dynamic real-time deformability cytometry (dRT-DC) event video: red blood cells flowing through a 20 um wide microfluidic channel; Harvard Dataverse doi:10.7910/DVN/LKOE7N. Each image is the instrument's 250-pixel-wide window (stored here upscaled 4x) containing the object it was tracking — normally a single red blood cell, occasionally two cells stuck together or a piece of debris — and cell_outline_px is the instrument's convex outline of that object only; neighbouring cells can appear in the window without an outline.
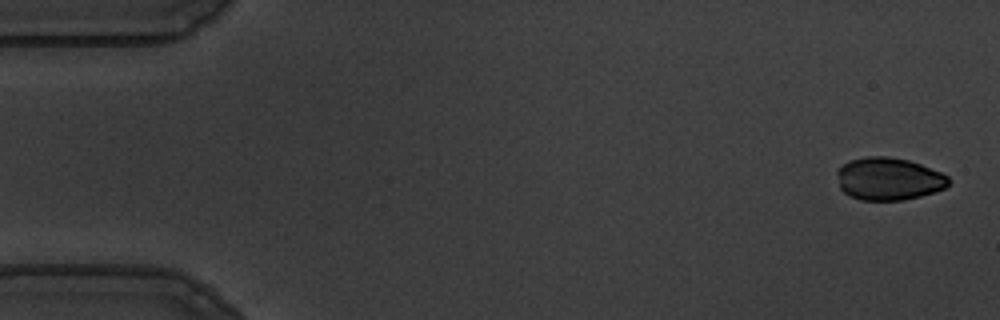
{"species": "common noctule bat (a hibernating species)", "species_latin": "Nyctalus noctula", "temperature_condition": "warm", "stored_images_in_passage": 54, "camera_frame_rate_fps": 3000, "um_per_image_px": 0.085, "animal": {"sex": "male", "body_mass_g": 19.5, "forearm_length_mm": 54.6}, "frame": {"image": 1, "passage_image": 1, "time_ms": 0.0, "image_size_px": [1000, 320], "cell_outline_px": [[952, 180], [944, 188], [920, 196], [904, 200], [860, 200], [848, 196], [840, 188], [836, 172], [848, 160], [868, 156], [888, 156], [908, 160], [920, 164], [940, 172], [948, 176]], "centroid_in_image_um": [75.52, 15.2], "position_along_channel_um": 9.5, "area_um2": 27.74}}
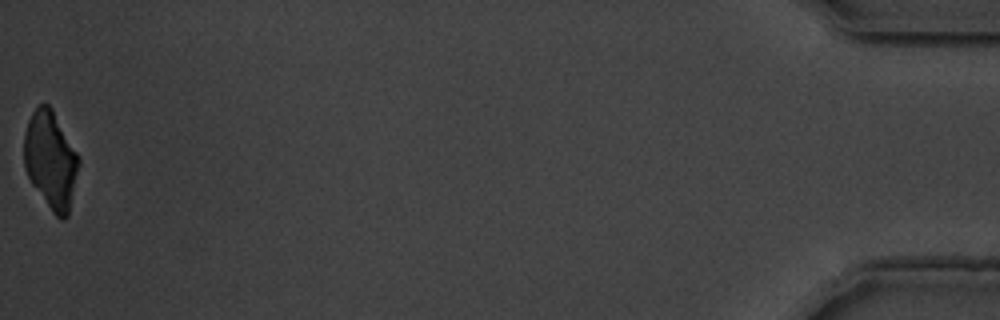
{"frame": {"image": 2, "passage_image": 54, "time_ms": 17.667, "image_size_px": [1000, 320], "cell_outline_px": [[80, 164], [68, 216], [64, 220], [60, 220], [52, 212], [32, 184], [24, 168], [24, 132], [28, 120], [32, 112], [40, 104], [48, 104], [52, 108], [80, 156]], "centroid_in_image_um": [4.32, 13.61], "position_along_channel_um": 430.9, "area_um2": 31.39}}